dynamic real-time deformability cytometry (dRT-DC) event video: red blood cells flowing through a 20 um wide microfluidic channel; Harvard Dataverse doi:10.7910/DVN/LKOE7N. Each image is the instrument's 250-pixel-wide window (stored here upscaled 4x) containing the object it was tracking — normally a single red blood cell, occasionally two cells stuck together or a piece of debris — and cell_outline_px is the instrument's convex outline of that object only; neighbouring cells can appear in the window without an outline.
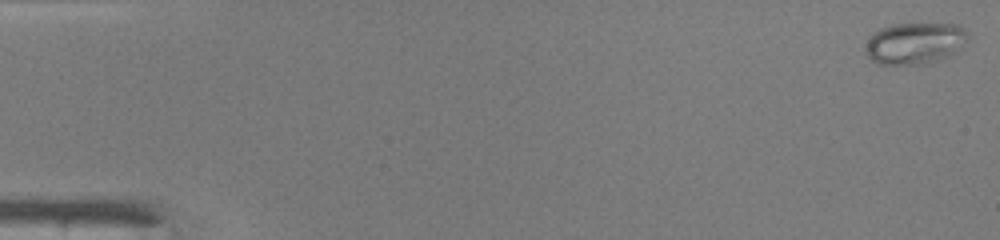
{"species": "common noctule bat (a hibernating species)", "species_latin": "Nyctalus noctula", "temperature_condition": "warm", "stored_images_in_passage": 48, "camera_frame_rate_fps": 3000, "um_per_image_px": 0.085, "animal": {"sex": "male", "body_mass_g": 19.0, "forearm_length_mm": 50.8}, "frame": {"image": 1, "passage_image": 1, "time_ms": 0.0, "image_size_px": [1000, 240], "cell_outline_px": [[968, 36], [956, 52], [948, 56], [924, 64], [880, 64], [872, 60], [868, 56], [868, 40], [872, 32], [880, 28], [892, 24], [960, 24], [968, 32]], "centroid_in_image_um": [77.78, 3.66], "position_along_channel_um": 7.2, "area_um2": 24.51}}
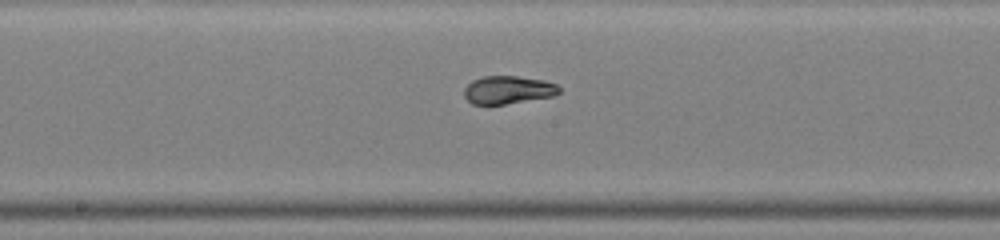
{"frame": {"image": 2, "passage_image": 26, "time_ms": 8.333, "image_size_px": [1000, 240], "cell_outline_px": [[560, 92], [556, 96], [504, 104], [472, 104], [464, 96], [464, 88], [472, 80], [484, 76], [516, 76], [544, 80], [556, 84], [560, 88]], "centroid_in_image_um": [43.2, 7.64], "position_along_channel_um": 205.0, "area_um2": 15.55}}
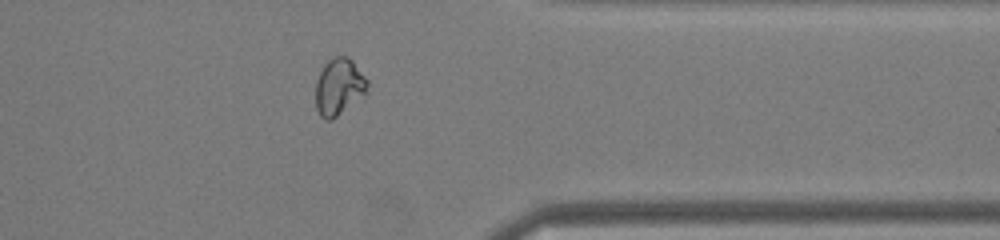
{"frame": {"image": 3, "passage_image": 39, "time_ms": 12.667, "image_size_px": [1000, 240], "cell_outline_px": [[368, 92], [332, 120], [324, 120], [320, 116], [316, 108], [316, 80], [324, 64], [328, 60], [336, 56], [348, 56], [352, 60], [368, 80]], "centroid_in_image_um": [28.81, 7.38], "position_along_channel_um": 382.6, "area_um2": 17.22}, "authors_computed_cell_mechanics": {"area_um2": 17.2533, "velocity_mm_per_s": 4.2687, "shape_relaxation_time_tau1_ms": 5.9639, "shape_relaxation_time_tau2_ms": null, "deformation_change_tau1": 0.2292, "deformation_change_tau2": null}}